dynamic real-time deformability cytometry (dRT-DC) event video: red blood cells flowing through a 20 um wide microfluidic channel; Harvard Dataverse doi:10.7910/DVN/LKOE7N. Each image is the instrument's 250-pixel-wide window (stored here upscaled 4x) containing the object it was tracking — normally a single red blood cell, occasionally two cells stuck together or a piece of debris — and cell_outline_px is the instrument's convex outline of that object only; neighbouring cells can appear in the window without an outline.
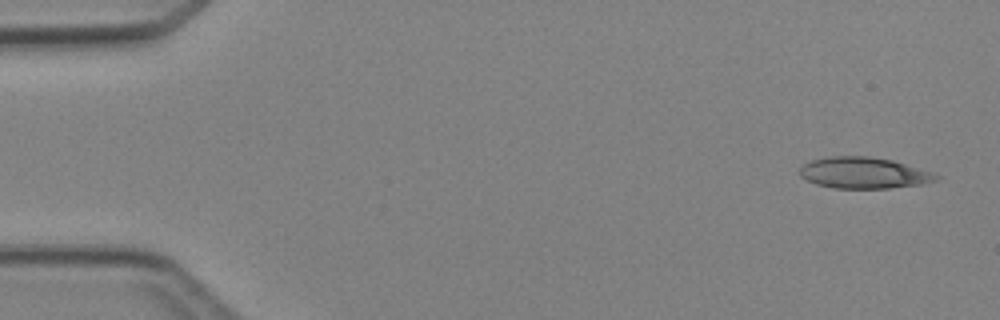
{"species": "Egyptian fruit bat (a non-hibernating species)", "species_latin": "Rousettus aegyptiacus", "temperature_condition": "cold", "stored_images_in_passage": 5, "camera_frame_rate_fps": 3000, "um_per_image_px": 0.085, "animal": {"sex": "female"}, "frame": {"image": 1, "passage_image": 1, "time_ms": 0.0, "image_size_px": [1000, 320], "cell_outline_px": [[940, 176], [936, 180], [920, 184], [888, 188], [832, 188], [816, 184], [800, 176], [800, 168], [804, 164], [812, 160], [828, 156], [868, 156], [892, 160]], "centroid_in_image_um": [73.34, 14.69], "position_along_channel_um": 11.7, "area_um2": 24.39}}
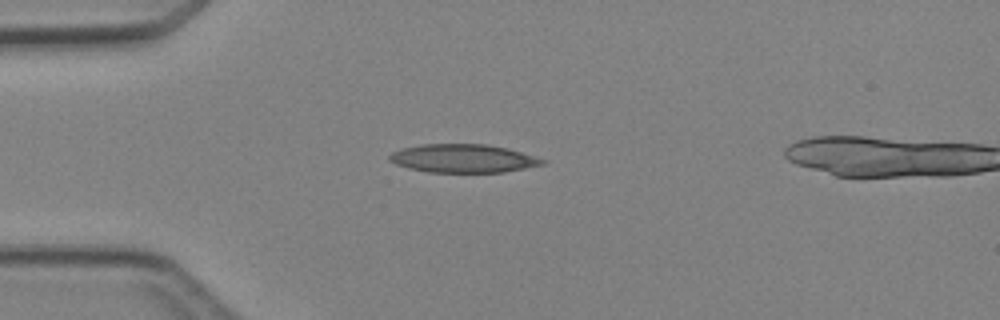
{"frame": {"image": 2, "passage_image": 4, "time_ms": 3.333, "image_size_px": [1000, 320], "cell_outline_px": [[548, 160], [544, 164], [504, 172], [428, 172], [408, 168], [396, 164], [388, 160], [388, 156], [392, 152], [400, 148], [420, 144], [488, 144], [508, 148], [536, 156]], "centroid_in_image_um": [39.36, 13.46], "position_along_channel_um": 45.6, "area_um2": 25.49}}